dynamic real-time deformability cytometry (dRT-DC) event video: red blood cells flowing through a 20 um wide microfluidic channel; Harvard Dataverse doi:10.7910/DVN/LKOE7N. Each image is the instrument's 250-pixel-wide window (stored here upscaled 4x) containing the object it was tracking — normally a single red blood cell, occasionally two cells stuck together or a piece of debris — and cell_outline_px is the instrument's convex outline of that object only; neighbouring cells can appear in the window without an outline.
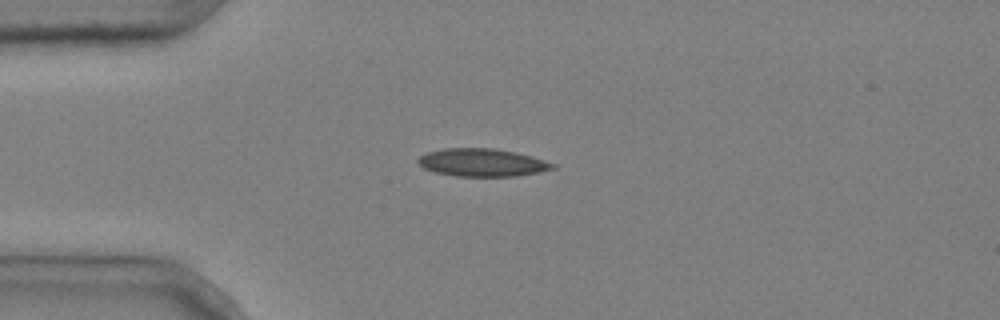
{"species": "common noctule bat (a hibernating species)", "species_latin": "Nyctalus noctula", "temperature_condition": "cold", "stored_images_in_passage": 3, "camera_frame_rate_fps": 3000, "um_per_image_px": 0.085, "animal": {"sex": "male", "body_mass_g": 20.4}, "frame": {"image": 1, "passage_image": 1, "time_ms": 0.0, "image_size_px": [1000, 320], "cell_outline_px": [[556, 168], [540, 172], [516, 176], [456, 176], [436, 172], [424, 168], [416, 160], [420, 156], [428, 152], [444, 148], [492, 148], [516, 152], [532, 156], [556, 164]], "centroid_in_image_um": [41.01, 13.81], "position_along_channel_um": 44.0, "area_um2": 21.79}}
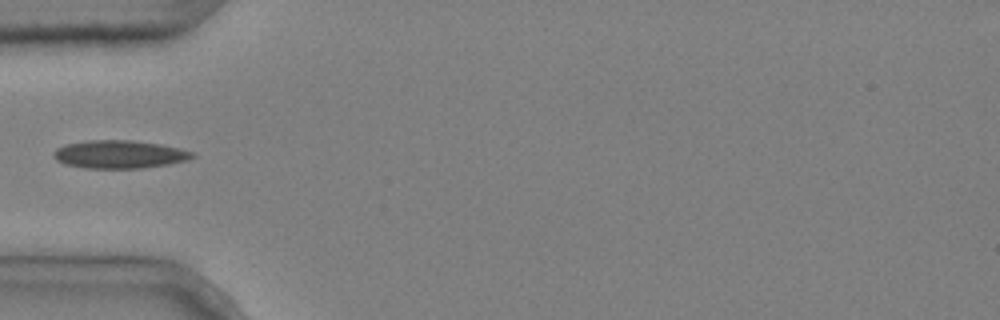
{"frame": {"image": 2, "passage_image": 2, "time_ms": 0.333, "image_size_px": [1000, 320], "cell_outline_px": [[196, 156], [188, 160], [168, 164], [140, 168], [84, 168], [64, 164], [56, 160], [52, 156], [52, 152], [56, 148], [64, 144], [88, 140], [132, 140], [160, 144], [180, 148], [192, 152]], "centroid_in_image_um": [10.11, 13.11], "position_along_channel_um": 74.9, "area_um2": 22.83}}